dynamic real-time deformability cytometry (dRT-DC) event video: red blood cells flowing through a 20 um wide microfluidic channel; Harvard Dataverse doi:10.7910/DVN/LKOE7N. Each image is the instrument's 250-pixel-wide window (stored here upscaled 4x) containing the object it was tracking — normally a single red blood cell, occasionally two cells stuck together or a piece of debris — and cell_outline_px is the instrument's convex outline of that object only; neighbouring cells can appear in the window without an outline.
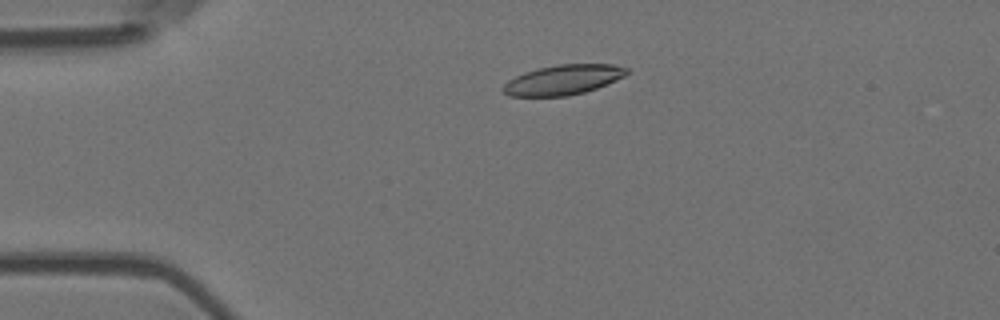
{"species": "Egyptian fruit bat (a non-hibernating species)", "species_latin": "Rousettus aegyptiacus", "temperature_condition": "room temperature", "stored_images_in_passage": 49, "camera_frame_rate_fps": 3000, "um_per_image_px": 0.085, "animal": {"sex": "female"}, "frame": {"image": 1, "passage_image": 11, "time_ms": 3.333, "image_size_px": [1000, 320], "cell_outline_px": [[628, 72], [624, 76], [596, 88], [584, 92], [568, 96], [508, 96], [500, 88], [508, 80], [524, 72], [540, 68], [560, 64], [612, 64], [628, 68]], "centroid_in_image_um": [47.83, 6.79], "position_along_channel_um": 37.2, "area_um2": 21.39}}
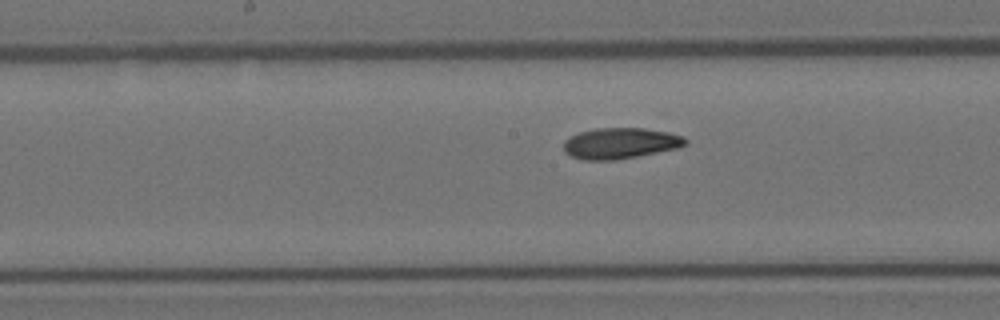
{"frame": {"image": 2, "passage_image": 27, "time_ms": 8.667, "image_size_px": [1000, 320], "cell_outline_px": [[688, 144], [676, 148], [616, 160], [584, 160], [572, 156], [564, 152], [564, 140], [580, 132], [596, 128], [644, 128], [668, 132], [684, 136], [688, 140]], "centroid_in_image_um": [52.74, 12.17], "position_along_channel_um": 195.5, "area_um2": 21.85}}
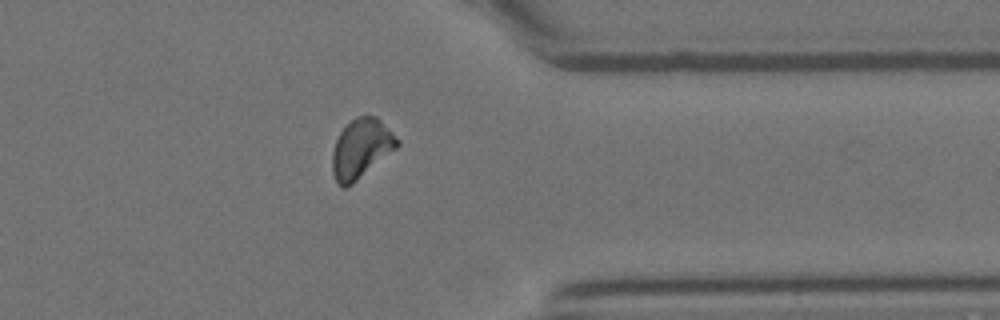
{"frame": {"image": 3, "passage_image": 43, "time_ms": 14.0, "image_size_px": [1000, 320], "cell_outline_px": [[400, 144], [396, 148], [352, 184], [344, 188], [336, 184], [332, 172], [332, 152], [336, 140], [340, 132], [356, 116], [376, 116], [400, 140]], "centroid_in_image_um": [30.68, 12.64], "position_along_channel_um": 380.7, "area_um2": 22.2}, "authors_computed_cell_mechanics": {"area_um2": 21.7328, "velocity_mm_per_s": 3.6439, "shape_relaxation_time_tau1_ms": 7.9587, "shape_relaxation_time_tau2_ms": 5.2657, "deformation_change_tau1": 0.1766, "deformation_change_tau2": 0.113}}